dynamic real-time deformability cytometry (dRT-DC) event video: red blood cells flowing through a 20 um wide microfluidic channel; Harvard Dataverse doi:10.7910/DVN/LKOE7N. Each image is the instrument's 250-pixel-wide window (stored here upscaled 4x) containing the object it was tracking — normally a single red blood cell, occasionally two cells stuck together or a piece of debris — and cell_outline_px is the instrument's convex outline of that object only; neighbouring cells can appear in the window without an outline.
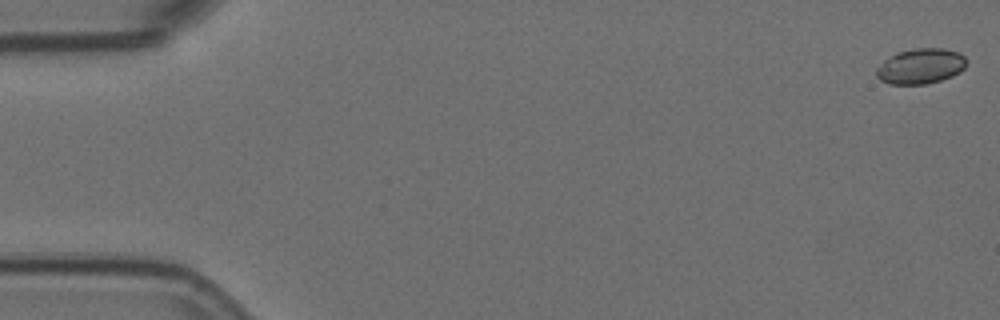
{"species": "Egyptian fruit bat (a non-hibernating species)", "species_latin": "Rousettus aegyptiacus", "temperature_condition": "room temperature", "stored_images_in_passage": 8, "camera_frame_rate_fps": 3000, "um_per_image_px": 0.085, "animal": {"sex": "female"}, "frame": {"image": 1, "passage_image": 1, "time_ms": 0.0, "image_size_px": [1000, 320], "cell_outline_px": [[968, 60], [964, 68], [960, 72], [952, 76], [940, 80], [924, 84], [888, 84], [880, 80], [876, 76], [876, 68], [888, 56], [896, 52], [916, 48], [944, 48], [960, 52]], "centroid_in_image_um": [78.25, 5.61], "position_along_channel_um": 6.8, "area_um2": 18.79}}
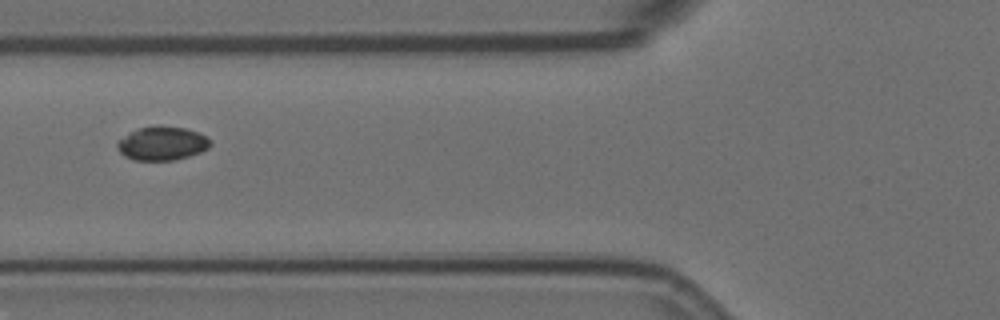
{"frame": {"image": 2, "passage_image": 7, "time_ms": 2.0, "image_size_px": [1000, 320], "cell_outline_px": [[212, 144], [208, 148], [200, 152], [188, 156], [172, 160], [132, 160], [124, 156], [116, 148], [116, 144], [128, 132], [140, 128], [184, 128], [196, 132], [212, 140]], "centroid_in_image_um": [13.76, 12.23], "position_along_channel_um": 112.0, "area_um2": 17.74}}
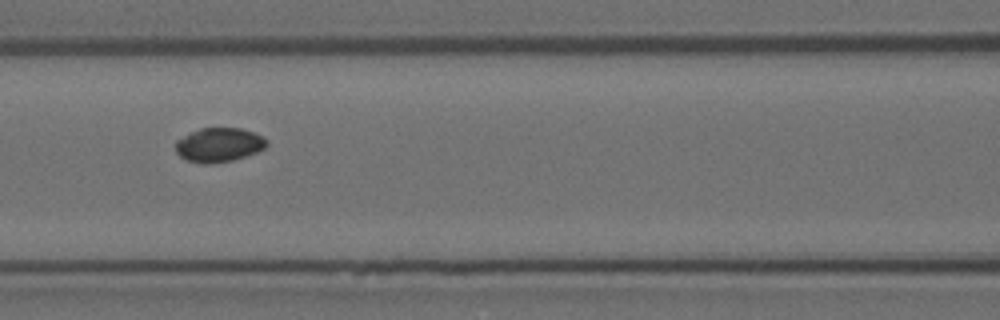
{"frame": {"image": 3, "passage_image": 8, "time_ms": 2.333, "image_size_px": [1000, 320], "cell_outline_px": [[268, 144], [264, 148], [256, 152], [232, 160], [208, 164], [204, 164], [188, 160], [180, 156], [176, 152], [176, 140], [200, 128], [240, 128], [264, 136], [268, 140]], "centroid_in_image_um": [18.62, 12.31], "position_along_channel_um": 148.0, "area_um2": 17.98}}